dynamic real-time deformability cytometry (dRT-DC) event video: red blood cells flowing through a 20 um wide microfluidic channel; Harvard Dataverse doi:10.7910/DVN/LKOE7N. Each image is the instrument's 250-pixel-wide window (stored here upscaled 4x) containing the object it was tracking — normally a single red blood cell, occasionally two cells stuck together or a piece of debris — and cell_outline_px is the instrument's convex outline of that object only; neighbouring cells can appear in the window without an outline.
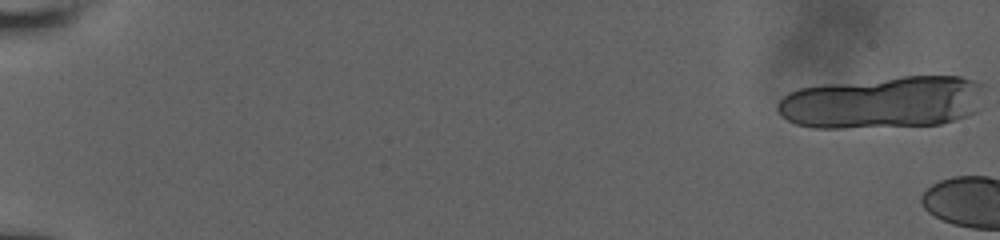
{"species": "human", "species_latin": "Homo sapiens", "temperature_condition": "room temperature", "stored_images_in_passage": 5, "camera_frame_rate_fps": 3000, "um_per_image_px": 0.085, "donor": {"sex": "male"}, "frame": {"image": 1, "passage_image": 1, "time_ms": 0.0, "image_size_px": [1000, 240], "cell_outline_px": [[984, 84], [976, 112], [968, 116], [940, 124], [844, 128], [812, 128], [796, 124], [788, 120], [776, 108], [776, 104], [788, 92], [800, 88], [824, 84], [904, 76], [960, 76]], "centroid_in_image_um": [75.03, 8.7], "position_along_channel_um": 10.0, "area_um2": 62.94}}